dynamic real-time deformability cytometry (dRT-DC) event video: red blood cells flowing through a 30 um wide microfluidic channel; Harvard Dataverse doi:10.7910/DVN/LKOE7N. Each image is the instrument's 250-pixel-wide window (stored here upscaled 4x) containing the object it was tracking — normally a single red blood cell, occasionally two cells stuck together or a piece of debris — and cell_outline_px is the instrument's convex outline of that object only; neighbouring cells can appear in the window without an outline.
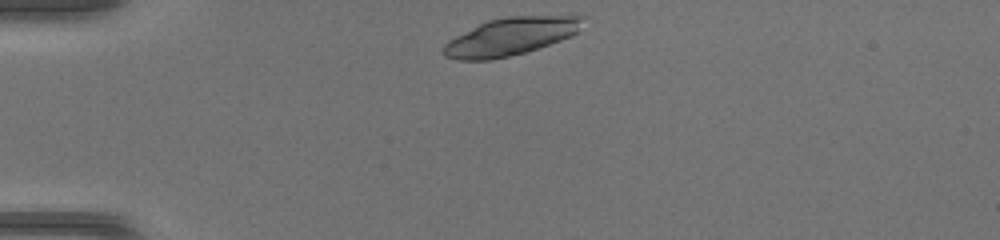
{"species": "common noctule bat (a hibernating species)", "species_latin": "Nyctalus noctula", "temperature_condition": "warm", "stored_images_in_passage": 36, "camera_frame_rate_fps": 3000, "um_per_image_px": 0.085, "animal": {"sex": "female", "body_mass_g": 17.0, "forearm_length_mm": 48.0}, "frame": {"image": 1, "passage_image": 1, "time_ms": 0.0, "image_size_px": [1000, 240], "cell_outline_px": [[588, 16], [576, 32], [572, 36], [524, 52], [492, 60], [460, 60], [444, 56], [440, 48], [448, 40], [488, 20], [508, 16]], "centroid_in_image_um": [43.37, 3.11], "position_along_channel_um": 41.6, "area_um2": 30.29}}